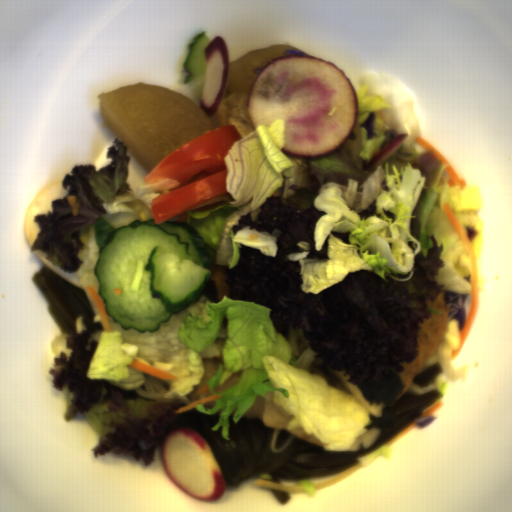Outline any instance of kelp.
<instances>
[{
  "mask_svg": "<svg viewBox=\"0 0 512 512\" xmlns=\"http://www.w3.org/2000/svg\"><path fill=\"white\" fill-rule=\"evenodd\" d=\"M444 369L440 362H436L418 374H414L413 383L420 386L425 387L428 385H432L437 382L438 376L443 374Z\"/></svg>",
  "mask_w": 512,
  "mask_h": 512,
  "instance_id": "kelp-3",
  "label": "kelp"
},
{
  "mask_svg": "<svg viewBox=\"0 0 512 512\" xmlns=\"http://www.w3.org/2000/svg\"><path fill=\"white\" fill-rule=\"evenodd\" d=\"M357 384V383H356ZM365 401L382 405V417L369 414L370 423L364 426L366 432L378 429L379 437L373 446L357 451H327L326 446L300 440L293 435L264 424L261 419L233 418L238 403L228 416L230 440L222 436L223 426L218 431L212 428L220 421L219 410L205 414L195 407L179 413L164 425L162 435L157 437L162 450L169 431L185 428L200 434L208 443L224 478L225 486L234 488L249 479H259L282 485L280 481H301L314 477L348 471L358 464V458L387 444L416 416L440 402L437 389L421 395H413L404 388L403 380L395 369L383 370L378 381L357 384Z\"/></svg>",
  "mask_w": 512,
  "mask_h": 512,
  "instance_id": "kelp-1",
  "label": "kelp"
},
{
  "mask_svg": "<svg viewBox=\"0 0 512 512\" xmlns=\"http://www.w3.org/2000/svg\"><path fill=\"white\" fill-rule=\"evenodd\" d=\"M34 283L48 304V311L61 335L76 330V320L82 316L87 331H92L88 341H100L104 332L102 322H94L96 315L85 289L77 287L53 273L45 265L35 274Z\"/></svg>",
  "mask_w": 512,
  "mask_h": 512,
  "instance_id": "kelp-2",
  "label": "kelp"
},
{
  "mask_svg": "<svg viewBox=\"0 0 512 512\" xmlns=\"http://www.w3.org/2000/svg\"><path fill=\"white\" fill-rule=\"evenodd\" d=\"M270 490L275 495V497L277 498V500L279 501L280 504L285 505L289 501L290 497L286 491H279V490H274V489H270Z\"/></svg>",
  "mask_w": 512,
  "mask_h": 512,
  "instance_id": "kelp-4",
  "label": "kelp"
}]
</instances>
